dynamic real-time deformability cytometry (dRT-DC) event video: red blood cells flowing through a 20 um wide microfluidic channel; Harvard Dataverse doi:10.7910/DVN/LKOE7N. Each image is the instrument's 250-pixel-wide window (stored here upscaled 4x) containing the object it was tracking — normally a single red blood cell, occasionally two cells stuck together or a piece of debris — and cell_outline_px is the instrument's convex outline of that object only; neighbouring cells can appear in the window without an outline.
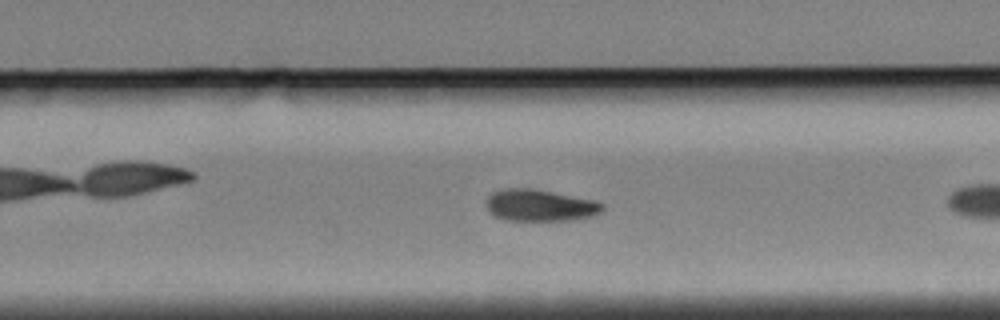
{"species": "Egyptian fruit bat (a non-hibernating species)", "species_latin": "Rousettus aegyptiacus", "temperature_condition": "cold", "stored_images_in_passage": 31, "camera_frame_rate_fps": 3000, "um_per_image_px": 0.085, "animal": {"sex": "female"}, "frame": {"image": 1, "passage_image": 22, "time_ms": 7.0, "image_size_px": [1000, 320], "cell_outline_px": [[604, 212], [592, 216], [572, 220], [504, 220], [496, 216], [488, 208], [488, 196], [492, 192], [508, 188], [532, 188], [596, 200], [604, 204]], "centroid_in_image_um": [45.97, 17.45], "position_along_channel_um": 283.8, "area_um2": 21.44}}